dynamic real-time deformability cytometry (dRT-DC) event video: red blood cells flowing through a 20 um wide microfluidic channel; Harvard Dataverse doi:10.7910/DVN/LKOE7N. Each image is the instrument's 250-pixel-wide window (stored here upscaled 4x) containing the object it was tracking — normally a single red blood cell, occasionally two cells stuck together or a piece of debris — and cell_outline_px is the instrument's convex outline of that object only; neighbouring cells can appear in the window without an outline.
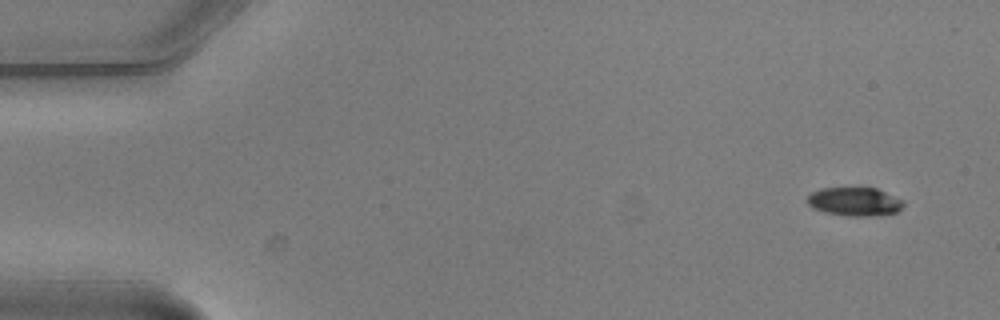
{"species": "common noctule bat (a hibernating species)", "species_latin": "Nyctalus noctula", "temperature_condition": "warm", "stored_images_in_passage": 4, "camera_frame_rate_fps": 3000, "um_per_image_px": 0.085, "animal": {"sex": "male", "body_mass_g": 20.5, "forearm_length_mm": 52.5}, "frame": {"image": 1, "passage_image": 1, "time_ms": 0.0, "image_size_px": [1000, 320], "cell_outline_px": [[904, 204], [896, 212], [872, 216], [848, 216], [824, 212], [812, 208], [808, 204], [808, 196], [812, 192], [820, 188], [860, 184], [876, 188], [904, 200]], "centroid_in_image_um": [72.62, 17.08], "position_along_channel_um": 12.4, "area_um2": 16.76}}
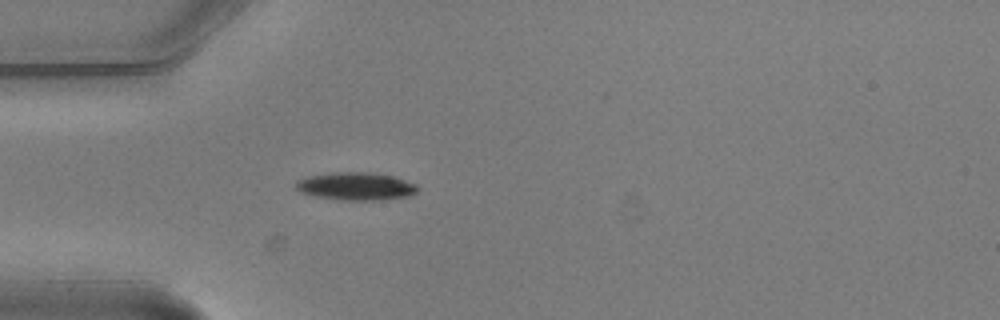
{"frame": {"image": 2, "passage_image": 4, "time_ms": 1.0, "image_size_px": [1000, 320], "cell_outline_px": [[420, 188], [416, 192], [408, 196], [384, 200], [340, 200], [316, 196], [300, 192], [296, 188], [296, 180], [308, 176], [336, 172], [368, 172], [392, 176], [416, 184]], "centroid_in_image_um": [30.26, 15.84], "position_along_channel_um": 54.7, "area_um2": 19.71}}